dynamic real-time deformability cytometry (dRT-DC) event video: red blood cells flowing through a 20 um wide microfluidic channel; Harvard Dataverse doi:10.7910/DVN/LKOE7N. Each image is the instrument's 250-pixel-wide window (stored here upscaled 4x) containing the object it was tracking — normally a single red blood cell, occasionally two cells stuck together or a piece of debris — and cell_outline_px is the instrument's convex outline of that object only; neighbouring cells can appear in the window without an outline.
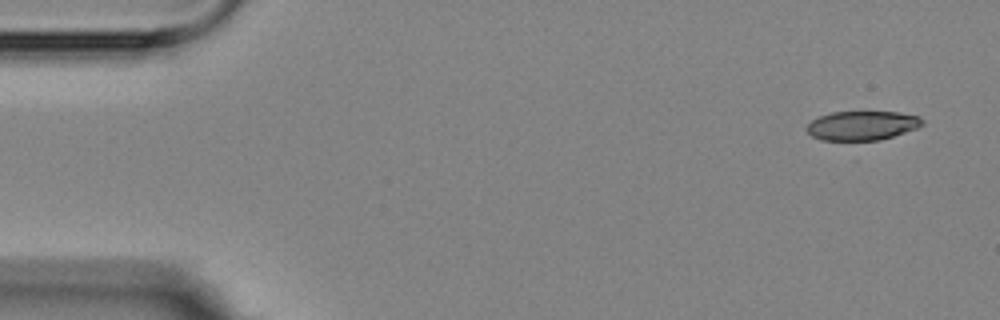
{"species": "Egyptian fruit bat (a non-hibernating species)", "species_latin": "Rousettus aegyptiacus", "temperature_condition": "room temperature", "stored_images_in_passage": 5, "segment_of_instrument_passage": [1, 2], "camera_frame_rate_fps": 3000, "um_per_image_px": 0.085, "animal": {"sex": "female"}, "frame": {"image": 1, "passage_image": 1, "time_ms": 0.0, "image_size_px": [1000, 320], "cell_outline_px": [[924, 124], [916, 128], [880, 140], [856, 144], [820, 140], [812, 136], [808, 132], [808, 124], [812, 120], [820, 116], [832, 112], [896, 112], [920, 116], [924, 120]], "centroid_in_image_um": [73.26, 10.72], "position_along_channel_um": 11.7, "area_um2": 20.35}}
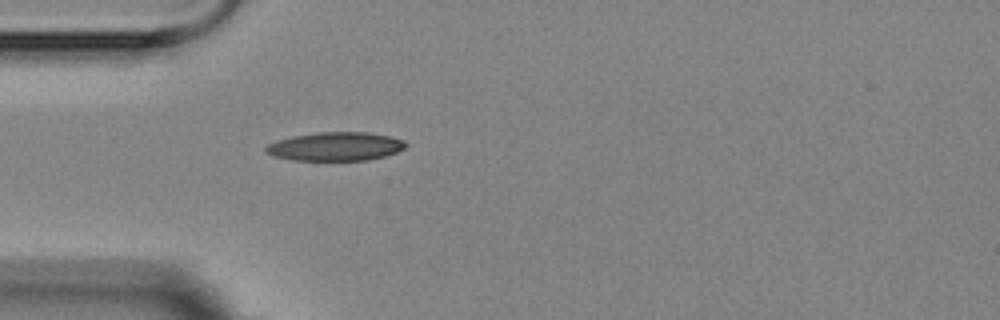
{"frame": {"image": 2, "passage_image": 4, "time_ms": 4.333, "image_size_px": [1000, 320], "cell_outline_px": [[408, 144], [404, 148], [396, 152], [384, 156], [368, 160], [292, 160], [272, 156], [264, 152], [264, 148], [268, 144], [276, 140], [292, 136], [316, 132], [368, 132], [392, 136], [404, 140]], "centroid_in_image_um": [28.49, 12.44], "position_along_channel_um": 56.5, "area_um2": 23.58}}